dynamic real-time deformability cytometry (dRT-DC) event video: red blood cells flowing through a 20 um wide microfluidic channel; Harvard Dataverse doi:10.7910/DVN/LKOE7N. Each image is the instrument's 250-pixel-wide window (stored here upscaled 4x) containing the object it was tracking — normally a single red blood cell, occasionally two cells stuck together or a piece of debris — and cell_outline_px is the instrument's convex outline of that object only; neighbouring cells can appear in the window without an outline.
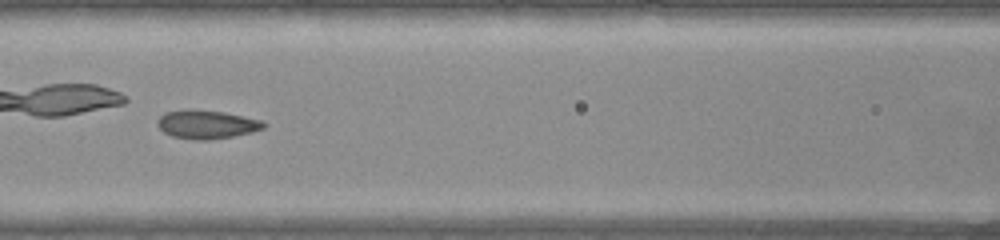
{"species": "common noctule bat (a hibernating species)", "species_latin": "Nyctalus noctula", "temperature_condition": "warm", "stored_images_in_passage": 49, "camera_frame_rate_fps": 3000, "um_per_image_px": 0.085, "animal": {"sex": "female", "body_mass_g": 22.0, "forearm_length_mm": 56.7}, "frame": {"image": 1, "passage_image": 22, "time_ms": 7.0, "image_size_px": [1000, 240], "cell_outline_px": [[268, 124], [264, 128], [252, 132], [232, 136], [208, 140], [192, 140], [172, 136], [164, 132], [156, 124], [156, 120], [164, 112], [224, 112], [260, 120]], "centroid_in_image_um": [17.58, 10.62], "position_along_channel_um": 149.0, "area_um2": 16.99}}
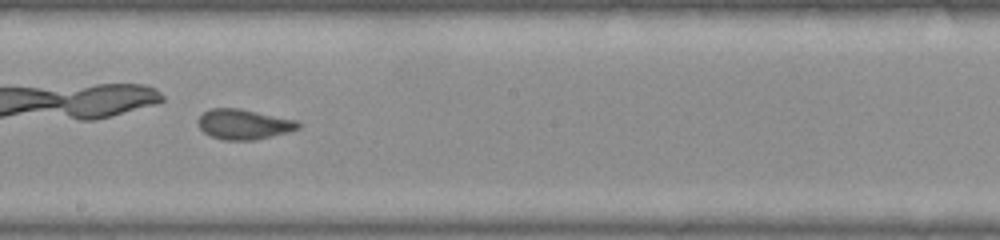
{"frame": {"image": 2, "passage_image": 28, "time_ms": 9.0, "image_size_px": [1000, 240], "cell_outline_px": [[300, 128], [288, 132], [256, 140], [224, 140], [212, 136], [204, 132], [200, 128], [196, 120], [204, 112], [212, 108], [240, 108], [300, 120]], "centroid_in_image_um": [20.76, 10.55], "position_along_channel_um": 227.4, "area_um2": 17.8}, "authors_computed_cell_mechanics": {"area_um2": 18.207, "velocity_mm_per_s": 3.9382, "shape_relaxation_time_tau1_ms": 8.4281, "shape_relaxation_time_tau2_ms": 1.6245, "deformation_change_tau1": 0.142, "deformation_change_tau2": 0.0757}}